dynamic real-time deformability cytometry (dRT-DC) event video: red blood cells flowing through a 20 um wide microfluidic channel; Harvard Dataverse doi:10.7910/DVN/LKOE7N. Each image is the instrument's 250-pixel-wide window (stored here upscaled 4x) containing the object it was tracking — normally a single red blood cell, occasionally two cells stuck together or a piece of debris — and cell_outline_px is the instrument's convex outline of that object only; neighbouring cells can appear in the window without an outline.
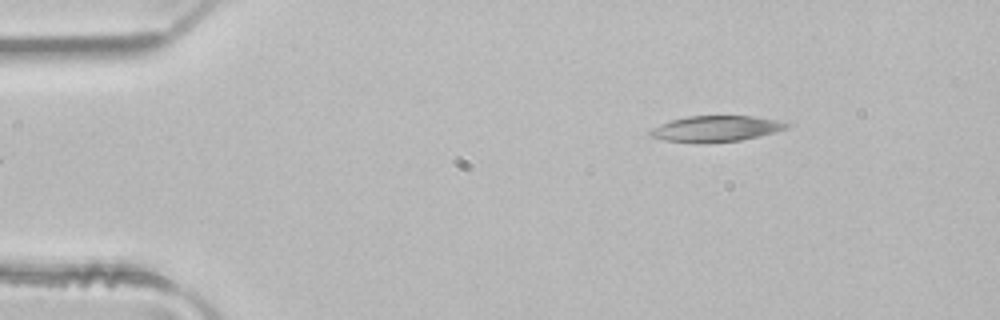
{"species": "common noctule bat (a hibernating species)", "species_latin": "Nyctalus noctula", "temperature_condition": "room temperature", "stored_images_in_passage": 5, "camera_frame_rate_fps": 3000, "um_per_image_px": 0.085, "animal": {"sex": "male", "body_mass_g": 21.5, "forearm_length_mm": 52.0}, "frame": {"image": 1, "passage_image": 5, "time_ms": 1.333, "image_size_px": [1000, 320], "cell_outline_px": [[792, 124], [788, 128], [740, 140], [664, 140], [648, 136], [648, 132], [652, 128], [660, 124], [672, 120], [688, 116], [752, 116], [780, 120]], "centroid_in_image_um": [60.89, 10.88], "position_along_channel_um": 24.1, "area_um2": 19.59}}